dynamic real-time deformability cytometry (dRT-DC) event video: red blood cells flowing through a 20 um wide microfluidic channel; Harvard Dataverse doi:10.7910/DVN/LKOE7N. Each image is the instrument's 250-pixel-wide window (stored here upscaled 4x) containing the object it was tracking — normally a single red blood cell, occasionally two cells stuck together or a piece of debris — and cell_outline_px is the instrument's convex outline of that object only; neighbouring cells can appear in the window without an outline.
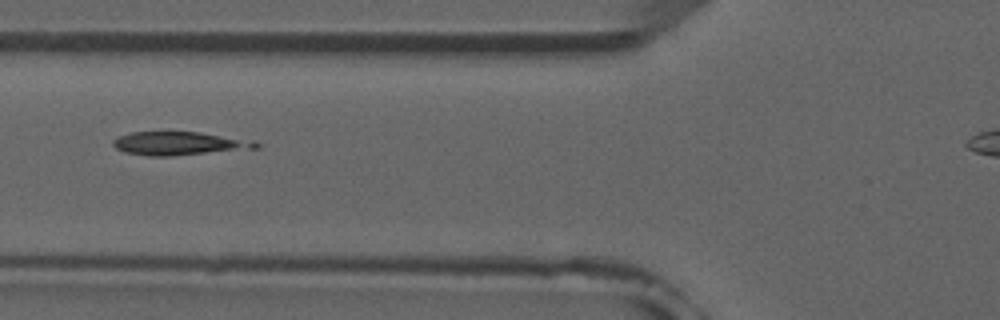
{"species": "common noctule bat (a hibernating species)", "species_latin": "Nyctalus noctula", "temperature_condition": "room temperature", "stored_images_in_passage": 3, "camera_frame_rate_fps": 3000, "um_per_image_px": 0.085, "animal": {"sex": "male", "forearm_length_mm": 52.5}, "frame": {"image": 1, "passage_image": 3, "time_ms": 2.333, "image_size_px": [1000, 320], "cell_outline_px": [[260, 148], [172, 156], [148, 156], [124, 152], [116, 148], [112, 144], [112, 140], [120, 136], [132, 132], [200, 132], [256, 140], [260, 144]], "centroid_in_image_um": [15.29, 12.19], "position_along_channel_um": 110.5, "area_um2": 19.71}}